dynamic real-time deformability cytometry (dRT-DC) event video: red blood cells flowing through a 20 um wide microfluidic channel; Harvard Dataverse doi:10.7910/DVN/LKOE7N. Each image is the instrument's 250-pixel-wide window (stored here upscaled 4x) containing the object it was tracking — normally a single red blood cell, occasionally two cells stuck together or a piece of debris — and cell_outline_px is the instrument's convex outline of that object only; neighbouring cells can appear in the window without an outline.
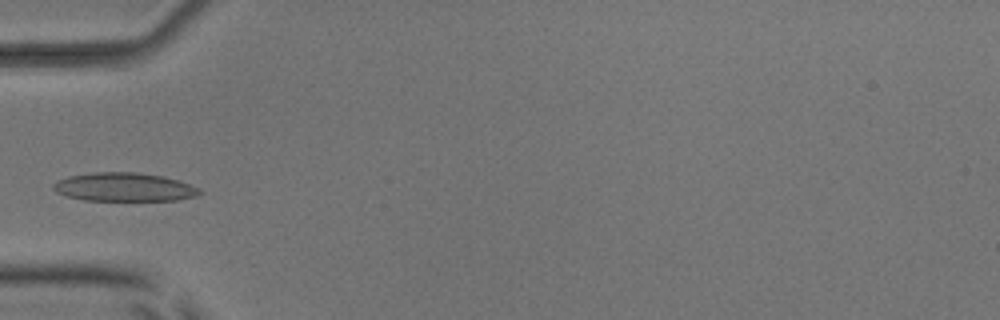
{"species": "common noctule bat (a hibernating species)", "species_latin": "Nyctalus noctula", "temperature_condition": "room temperature", "stored_images_in_passage": 5, "camera_frame_rate_fps": 3000, "um_per_image_px": 0.085, "animal": {"sex": "male", "body_mass_g": 17.9, "forearm_length_mm": 54.2}, "frame": {"image": 1, "passage_image": 5, "time_ms": 4.667, "image_size_px": [1000, 320], "cell_outline_px": [[200, 192], [196, 196], [176, 200], [84, 200], [68, 196], [56, 192], [52, 188], [52, 184], [68, 176], [92, 172], [136, 172], [164, 176], [200, 188]], "centroid_in_image_um": [10.53, 15.89], "position_along_channel_um": 74.5, "area_um2": 24.16}}